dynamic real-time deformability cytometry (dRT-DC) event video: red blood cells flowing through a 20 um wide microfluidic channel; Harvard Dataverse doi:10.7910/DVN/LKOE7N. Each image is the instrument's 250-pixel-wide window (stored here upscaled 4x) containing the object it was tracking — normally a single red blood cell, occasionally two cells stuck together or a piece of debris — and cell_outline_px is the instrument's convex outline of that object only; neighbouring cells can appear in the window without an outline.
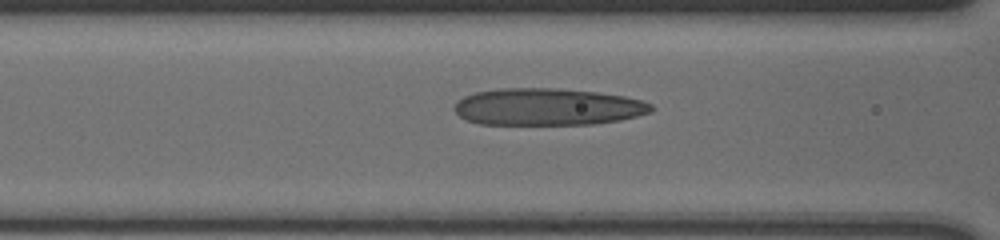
{"species": "human", "species_latin": "Homo sapiens", "temperature_condition": "cold", "stored_images_in_passage": 32, "camera_frame_rate_fps": 3000, "um_per_image_px": 0.085, "donor": {"sex": "male"}, "frame": {"image": 1, "passage_image": 23, "time_ms": 7.333, "image_size_px": [1000, 240], "cell_outline_px": [[652, 112], [620, 120], [592, 124], [480, 124], [468, 120], [460, 116], [452, 108], [456, 100], [464, 96], [476, 92], [500, 88], [556, 88], [596, 92], [624, 96], [640, 100], [652, 104]], "centroid_in_image_um": [46.51, 9.08], "position_along_channel_um": 120.1, "area_um2": 42.48}}
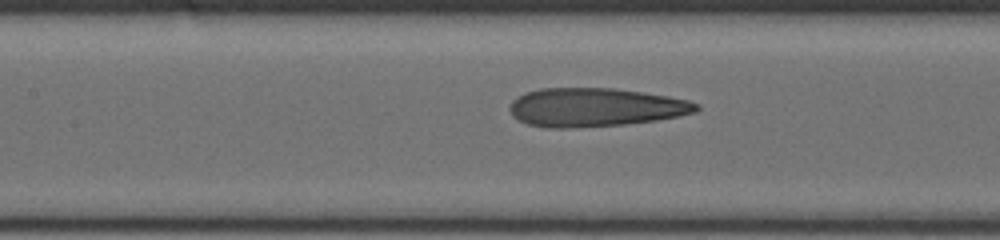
{"frame": {"image": 2, "passage_image": 26, "time_ms": 8.333, "image_size_px": [1000, 240], "cell_outline_px": [[700, 108], [696, 112], [656, 120], [624, 124], [564, 128], [548, 128], [528, 124], [512, 116], [512, 100], [528, 92], [540, 88], [616, 88], [644, 92], [668, 96], [688, 100], [700, 104]], "centroid_in_image_um": [50.64, 9.11], "position_along_channel_um": 156.8, "area_um2": 41.67}}
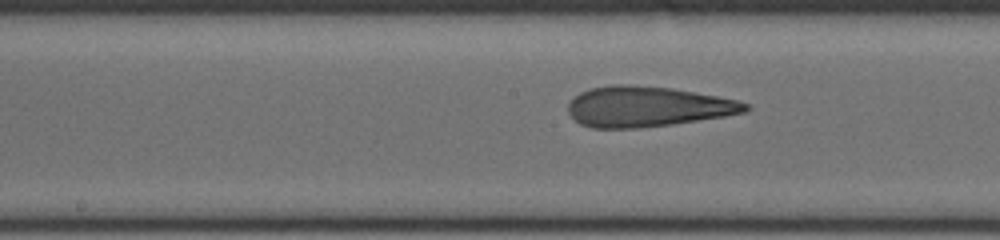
{"frame": {"image": 3, "passage_image": 29, "time_ms": 9.333, "image_size_px": [1000, 240], "cell_outline_px": [[752, 108], [744, 112], [724, 116], [672, 124], [640, 128], [592, 128], [580, 124], [568, 112], [568, 104], [580, 92], [592, 88], [612, 84], [632, 84], [672, 88], [716, 96], [736, 100], [748, 104]], "centroid_in_image_um": [55.01, 9.06], "position_along_channel_um": 193.2, "area_um2": 41.56}}